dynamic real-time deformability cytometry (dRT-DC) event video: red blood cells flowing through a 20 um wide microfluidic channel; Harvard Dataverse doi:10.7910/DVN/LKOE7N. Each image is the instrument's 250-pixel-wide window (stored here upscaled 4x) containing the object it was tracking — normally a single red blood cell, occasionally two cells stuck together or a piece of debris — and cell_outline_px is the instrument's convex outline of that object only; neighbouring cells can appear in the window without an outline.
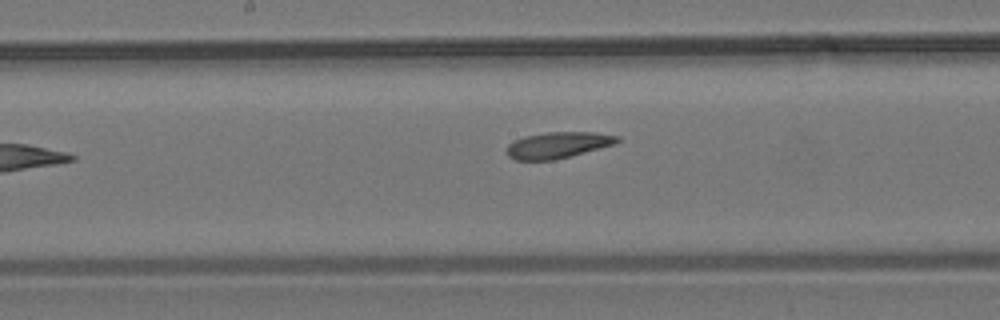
{"species": "common noctule bat (a hibernating species)", "species_latin": "Nyctalus noctula", "temperature_condition": "room temperature", "stored_images_in_passage": 9, "segment_of_instrument_passage": [1, 2], "camera_frame_rate_fps": 3000, "um_per_image_px": 0.085, "animal": {"sex": "male", "body_mass_g": 19.2, "forearm_length_mm": 51.8}, "frame": {"image": 1, "passage_image": 7, "time_ms": 2.0, "image_size_px": [1000, 320], "cell_outline_px": [[620, 140], [616, 144], [552, 160], [516, 160], [508, 156], [508, 144], [524, 136], [548, 132], [592, 132], [620, 136]], "centroid_in_image_um": [47.44, 12.32], "position_along_channel_um": 200.8, "area_um2": 16.65}}
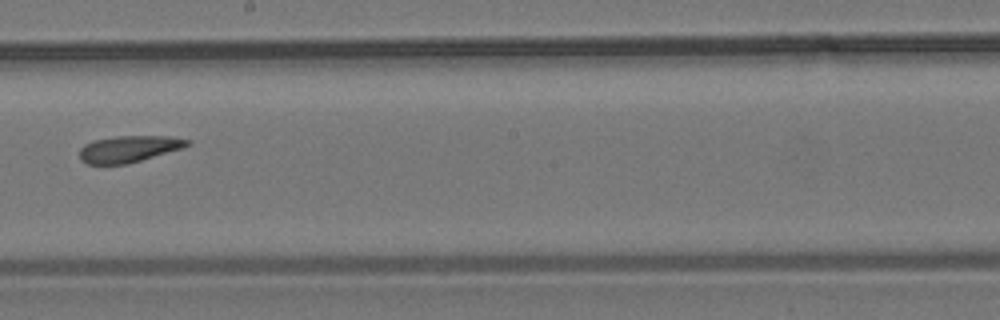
{"frame": {"image": 2, "passage_image": 8, "time_ms": 2.333, "image_size_px": [1000, 320], "cell_outline_px": [[192, 144], [184, 148], [128, 164], [88, 164], [80, 160], [80, 148], [84, 144], [92, 140], [116, 136], [172, 136], [192, 140]], "centroid_in_image_um": [11.0, 12.65], "position_along_channel_um": 237.2, "area_um2": 16.99}}